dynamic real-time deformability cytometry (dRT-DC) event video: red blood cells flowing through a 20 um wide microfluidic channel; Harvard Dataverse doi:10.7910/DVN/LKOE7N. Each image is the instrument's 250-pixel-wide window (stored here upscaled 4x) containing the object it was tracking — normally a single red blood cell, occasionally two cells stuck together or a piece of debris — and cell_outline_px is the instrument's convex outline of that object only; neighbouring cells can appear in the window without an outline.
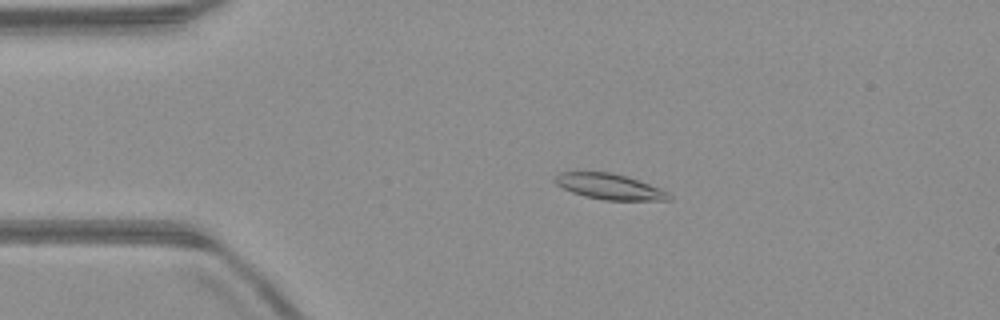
{"species": "common noctule bat (a hibernating species)", "species_latin": "Nyctalus noctula", "temperature_condition": "warm", "stored_images_in_passage": 52, "camera_frame_rate_fps": 3000, "um_per_image_px": 0.085, "animal": {"sex": "male", "body_mass_g": 23.1, "forearm_length_mm": 52.7}, "frame": {"image": 1, "passage_image": 11, "time_ms": 3.333, "image_size_px": [1000, 320], "cell_outline_px": [[672, 200], [604, 200], [584, 196], [572, 192], [556, 184], [552, 180], [560, 172], [612, 172], [660, 188], [668, 192], [672, 196]], "centroid_in_image_um": [51.8, 15.87], "position_along_channel_um": 33.2, "area_um2": 16.88}}
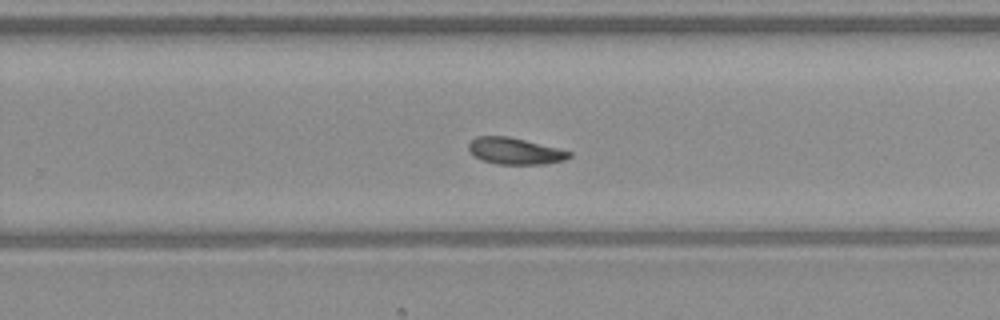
{"frame": {"image": 2, "passage_image": 33, "time_ms": 10.667, "image_size_px": [1000, 320], "cell_outline_px": [[572, 156], [564, 160], [544, 164], [496, 164], [480, 160], [468, 148], [468, 144], [476, 136], [508, 136], [572, 152]], "centroid_in_image_um": [43.75, 12.84], "position_along_channel_um": 286.0, "area_um2": 15.37}}
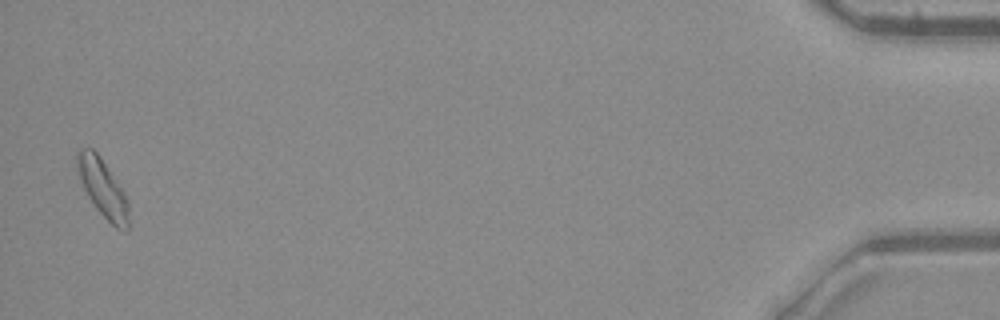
{"frame": {"image": 3, "passage_image": 51, "time_ms": 16.667, "image_size_px": [1000, 320], "cell_outline_px": [[128, 228], [124, 232], [116, 228], [96, 208], [88, 196], [80, 180], [76, 164], [76, 152], [80, 148], [92, 148], [100, 156], [124, 192], [128, 200]], "centroid_in_image_um": [8.72, 15.98], "position_along_channel_um": 426.5, "area_um2": 17.17}}